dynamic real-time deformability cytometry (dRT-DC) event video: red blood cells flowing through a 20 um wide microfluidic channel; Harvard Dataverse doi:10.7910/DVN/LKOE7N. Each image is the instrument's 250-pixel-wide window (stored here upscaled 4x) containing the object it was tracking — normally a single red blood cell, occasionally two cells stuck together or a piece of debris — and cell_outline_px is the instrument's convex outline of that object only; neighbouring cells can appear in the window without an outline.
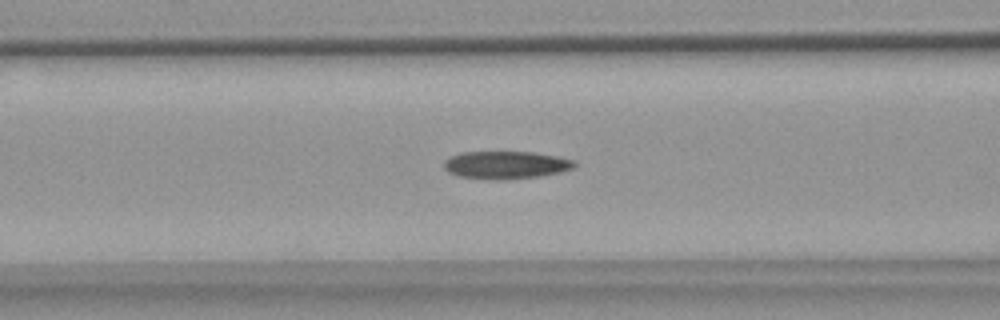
{"species": "common noctule bat (a hibernating species)", "species_latin": "Nyctalus noctula", "temperature_condition": "warm", "stored_images_in_passage": 49, "camera_frame_rate_fps": 3000, "um_per_image_px": 0.085, "animal": {"sex": "female", "body_mass_g": 18.4}, "frame": {"image": 1, "passage_image": 21, "time_ms": 6.667, "image_size_px": [1000, 320], "cell_outline_px": [[576, 164], [572, 168], [560, 172], [536, 176], [500, 180], [496, 180], [460, 176], [448, 172], [444, 168], [444, 160], [460, 152], [532, 152], [556, 156], [576, 160]], "centroid_in_image_um": [42.98, 14.01], "position_along_channel_um": 123.6, "area_um2": 20.87}}
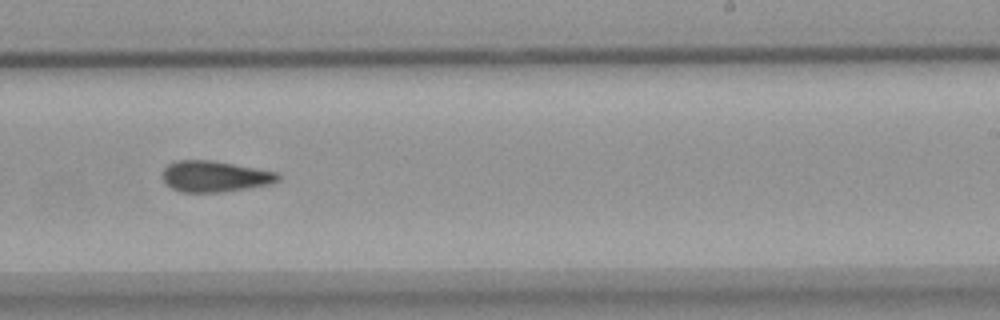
{"frame": {"image": 2, "passage_image": 33, "time_ms": 10.667, "image_size_px": [1000, 320], "cell_outline_px": [[280, 176], [276, 180], [268, 184], [220, 192], [184, 192], [172, 188], [164, 180], [164, 168], [168, 164], [176, 160], [212, 160], [276, 172]], "centroid_in_image_um": [18.21, 14.98], "position_along_channel_um": 270.8, "area_um2": 20.35}}
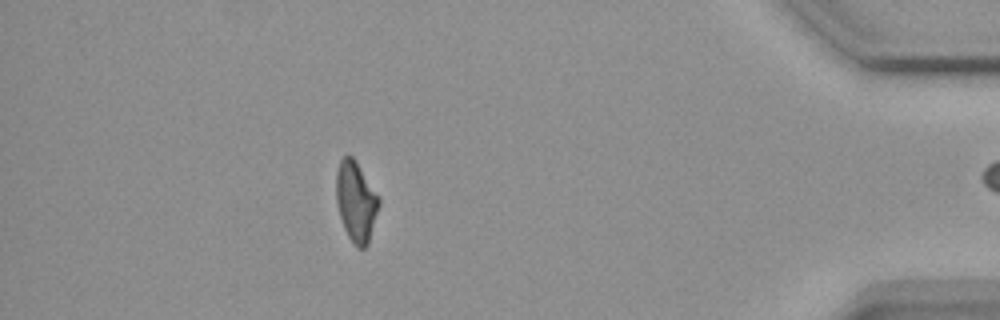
{"frame": {"image": 3, "passage_image": 48, "time_ms": 15.667, "image_size_px": [1000, 320], "cell_outline_px": [[380, 204], [368, 244], [364, 248], [356, 248], [348, 236], [344, 228], [340, 216], [336, 200], [336, 172], [340, 160], [344, 156], [352, 156], [356, 160], [380, 196]], "centroid_in_image_um": [30.27, 17.12], "position_along_channel_um": 404.9, "area_um2": 20.17}}